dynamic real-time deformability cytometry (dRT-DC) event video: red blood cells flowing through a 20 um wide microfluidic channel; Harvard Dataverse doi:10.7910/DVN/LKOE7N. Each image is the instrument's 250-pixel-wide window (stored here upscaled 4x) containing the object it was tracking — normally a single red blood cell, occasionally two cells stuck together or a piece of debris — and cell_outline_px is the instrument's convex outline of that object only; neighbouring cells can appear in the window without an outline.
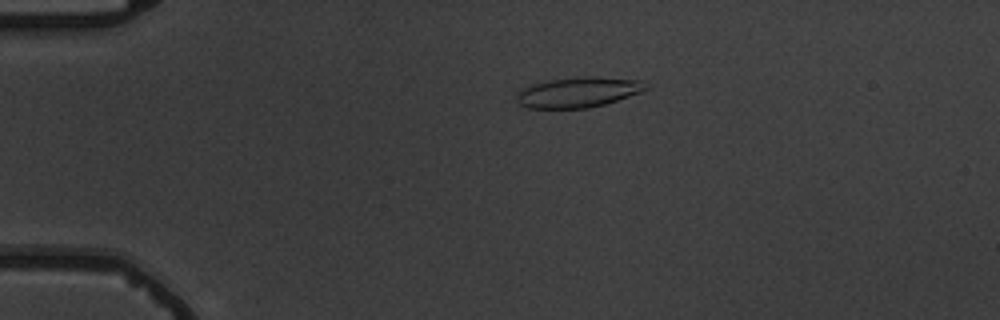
{"species": "common noctule bat (a hibernating species)", "species_latin": "Nyctalus noctula", "temperature_condition": "warm", "stored_images_in_passage": 5, "camera_frame_rate_fps": 3000, "um_per_image_px": 0.085, "animal": {"sex": "male", "body_mass_g": 19.5, "forearm_length_mm": 54.6}, "frame": {"image": 1, "passage_image": 4, "time_ms": 3.333, "image_size_px": [1000, 320], "cell_outline_px": [[648, 88], [640, 92], [604, 104], [588, 108], [528, 108], [520, 104], [516, 100], [516, 92], [520, 88], [548, 80], [580, 76], [596, 76], [640, 80], [648, 84]], "centroid_in_image_um": [49.12, 7.83], "position_along_channel_um": 35.9, "area_um2": 22.89}}